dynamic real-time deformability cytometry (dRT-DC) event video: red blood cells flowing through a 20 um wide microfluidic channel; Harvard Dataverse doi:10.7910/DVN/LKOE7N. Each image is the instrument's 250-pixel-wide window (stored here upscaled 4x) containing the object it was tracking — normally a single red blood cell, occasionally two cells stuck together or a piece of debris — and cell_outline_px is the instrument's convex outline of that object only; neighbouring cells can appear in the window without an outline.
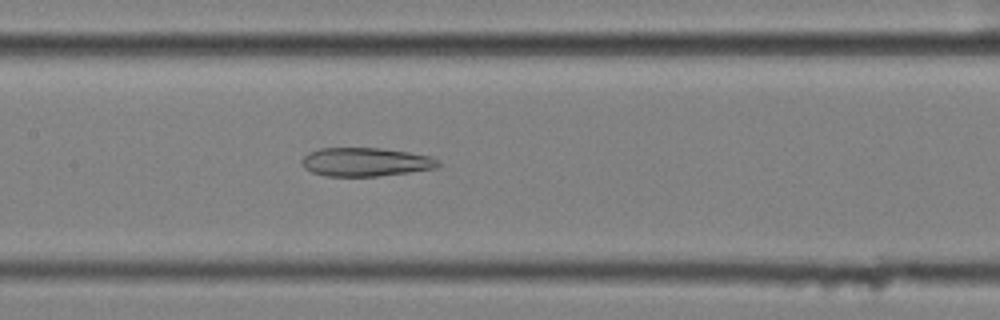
{"species": "common noctule bat (a hibernating species)", "species_latin": "Nyctalus noctula", "temperature_condition": "cold", "stored_images_in_passage": 34, "camera_frame_rate_fps": 3000, "um_per_image_px": 0.085, "animal": {"sex": "female", "body_mass_g": 25.1}, "frame": {"image": 1, "passage_image": 11, "time_ms": 3.333, "image_size_px": [1000, 320], "cell_outline_px": [[440, 164], [436, 168], [408, 172], [376, 176], [324, 176], [312, 172], [304, 168], [300, 160], [308, 152], [320, 148], [380, 148], [408, 152], [428, 156], [436, 160]], "centroid_in_image_um": [31.0, 13.77], "position_along_channel_um": 176.4, "area_um2": 22.6}}
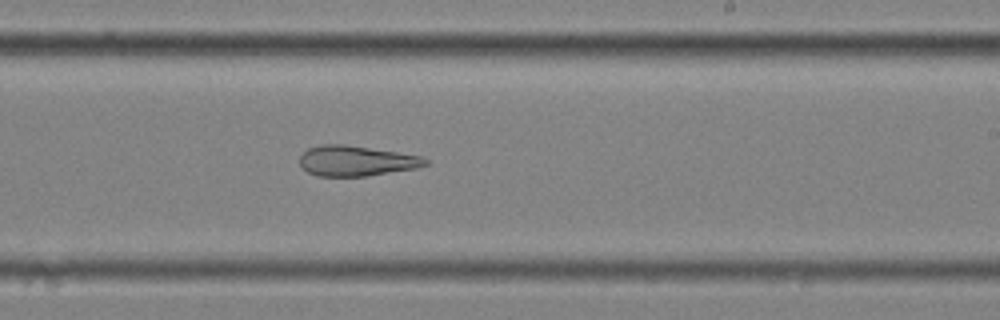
{"frame": {"image": 2, "passage_image": 18, "time_ms": 5.667, "image_size_px": [1000, 320], "cell_outline_px": [[428, 164], [416, 168], [364, 176], [316, 176], [308, 172], [300, 164], [300, 156], [308, 148], [320, 144], [344, 144], [396, 152], [420, 156], [428, 160]], "centroid_in_image_um": [30.24, 13.67], "position_along_channel_um": 258.8, "area_um2": 21.96}}
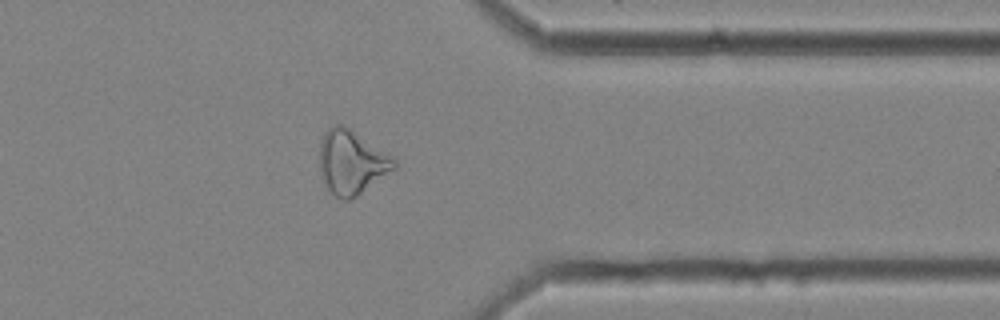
{"frame": {"image": 3, "passage_image": 29, "time_ms": 9.333, "image_size_px": [1000, 320], "cell_outline_px": [[396, 168], [356, 196], [348, 200], [344, 200], [336, 196], [328, 188], [324, 180], [320, 168], [320, 140], [324, 132], [328, 128], [336, 124], [344, 124], [392, 156], [396, 160]], "centroid_in_image_um": [29.88, 13.76], "position_along_channel_um": 381.5, "area_um2": 27.46}, "authors_computed_cell_mechanics": {"area_um2": 23.6402, "velocity_mm_per_s": 3.5417, "shape_relaxation_time_tau1_ms": null, "shape_relaxation_time_tau2_ms": 5.5096, "deformation_change_tau1": null, "deformation_change_tau2": 0.1852}}